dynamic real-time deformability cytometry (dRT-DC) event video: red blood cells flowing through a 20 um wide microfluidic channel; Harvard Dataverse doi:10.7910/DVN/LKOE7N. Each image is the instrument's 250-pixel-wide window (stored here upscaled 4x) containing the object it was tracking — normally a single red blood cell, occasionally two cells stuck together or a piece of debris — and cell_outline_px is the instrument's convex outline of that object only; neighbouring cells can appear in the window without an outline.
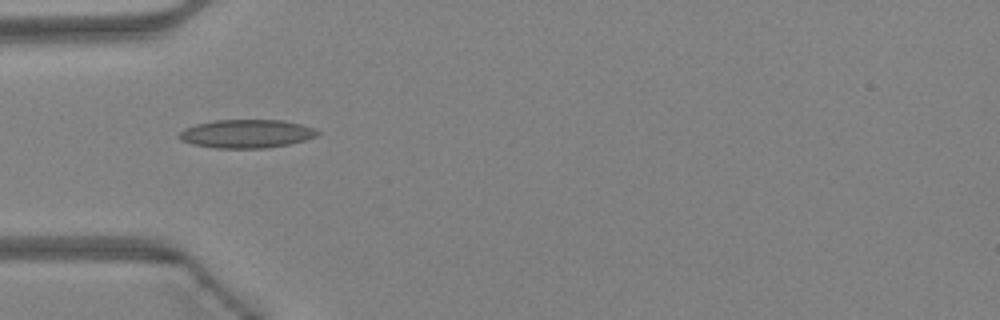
{"species": "Egyptian fruit bat (a non-hibernating species)", "species_latin": "Rousettus aegyptiacus", "temperature_condition": "warm", "stored_images_in_passage": 33, "camera_frame_rate_fps": 3000, "um_per_image_px": 0.085, "animal": {"sex": "female"}, "frame": {"image": 1, "passage_image": 1, "time_ms": 0.0, "image_size_px": [1000, 320], "cell_outline_px": [[320, 132], [316, 136], [304, 140], [288, 144], [268, 148], [216, 148], [192, 144], [180, 140], [176, 136], [184, 128], [196, 124], [216, 120], [284, 120], [316, 128]], "centroid_in_image_um": [20.94, 11.37], "position_along_channel_um": 64.1, "area_um2": 23.0}}
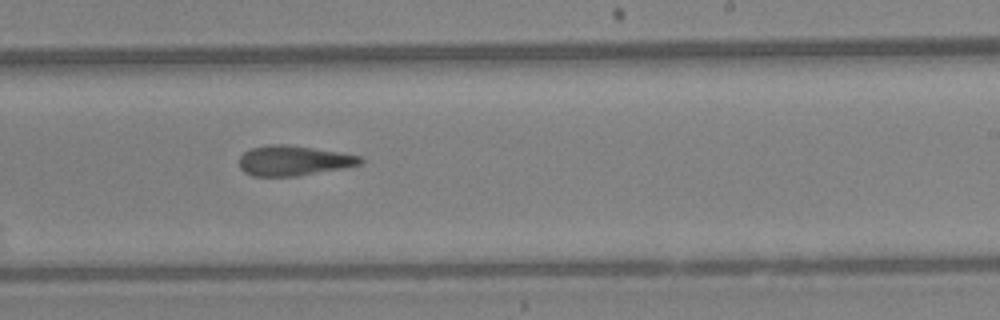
{"frame": {"image": 2, "passage_image": 15, "time_ms": 4.667, "image_size_px": [1000, 320], "cell_outline_px": [[364, 160], [360, 164], [344, 168], [296, 176], [252, 176], [244, 172], [240, 168], [240, 156], [244, 152], [252, 148], [268, 144], [288, 144], [340, 152], [364, 156]], "centroid_in_image_um": [24.97, 13.65], "position_along_channel_um": 264.0, "area_um2": 21.33}}
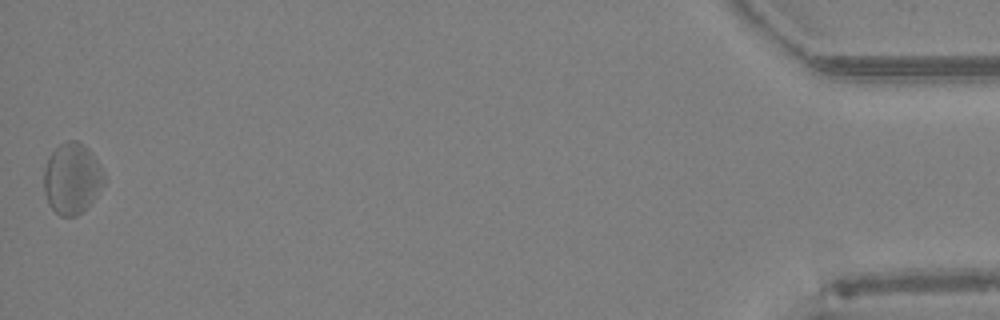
{"frame": {"image": 3, "passage_image": 33, "time_ms": 10.667, "image_size_px": [1000, 320], "cell_outline_px": [[104, 180], [96, 196], [76, 216], [60, 216], [48, 204], [44, 192], [44, 168], [48, 156], [60, 144], [68, 140], [76, 140], [88, 148], [100, 164], [104, 176]], "centroid_in_image_um": [6.09, 15.15], "position_along_channel_um": 429.1, "area_um2": 24.62}, "authors_computed_cell_mechanics": {"area_um2": 21.964, "velocity_mm_per_s": 4.3189, "shape_relaxation_time_tau1_ms": null, "shape_relaxation_time_tau2_ms": 4.9359, "deformation_change_tau1": null, "deformation_change_tau2": 0.1491}}